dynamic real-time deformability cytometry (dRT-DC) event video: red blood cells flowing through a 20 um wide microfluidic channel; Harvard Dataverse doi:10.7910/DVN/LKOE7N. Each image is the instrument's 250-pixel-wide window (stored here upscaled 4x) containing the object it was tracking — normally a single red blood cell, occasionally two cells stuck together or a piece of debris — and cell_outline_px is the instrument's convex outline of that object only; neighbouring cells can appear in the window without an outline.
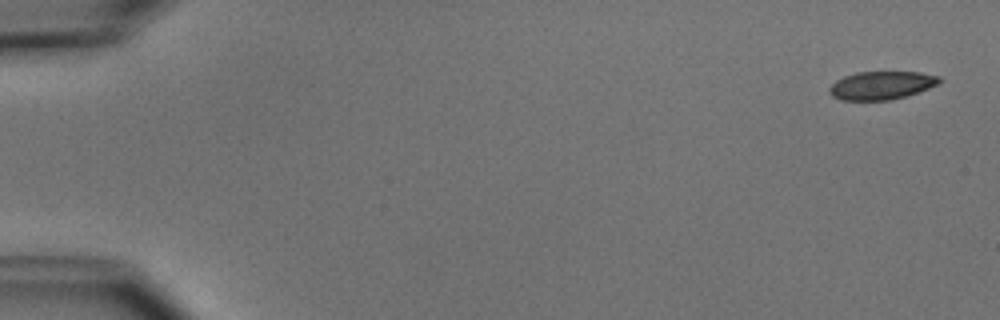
{"species": "common noctule bat (a hibernating species)", "species_latin": "Nyctalus noctula", "temperature_condition": "cold", "stored_images_in_passage": 4, "camera_frame_rate_fps": 3000, "um_per_image_px": 0.085, "animal": {"sex": "male", "body_mass_g": 15.6}, "frame": {"image": 1, "passage_image": 1, "time_ms": 0.0, "image_size_px": [1000, 320], "cell_outline_px": [[944, 80], [928, 88], [904, 96], [888, 100], [840, 100], [832, 96], [828, 92], [828, 88], [836, 80], [844, 76], [856, 72], [920, 72], [940, 76]], "centroid_in_image_um": [74.89, 7.25], "position_along_channel_um": 10.1, "area_um2": 18.03}}